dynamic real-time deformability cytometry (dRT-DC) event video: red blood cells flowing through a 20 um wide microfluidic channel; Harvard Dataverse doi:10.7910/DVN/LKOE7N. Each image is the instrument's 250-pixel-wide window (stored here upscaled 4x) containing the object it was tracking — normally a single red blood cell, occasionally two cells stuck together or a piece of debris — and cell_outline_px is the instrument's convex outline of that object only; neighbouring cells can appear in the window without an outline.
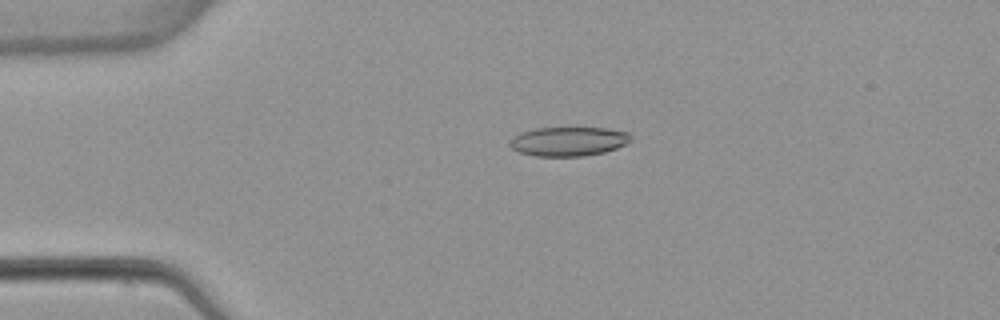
{"species": "common noctule bat (a hibernating species)", "species_latin": "Nyctalus noctula", "temperature_condition": "warm", "stored_images_in_passage": 5, "camera_frame_rate_fps": 3000, "um_per_image_px": 0.085, "animal": {"sex": "female", "body_mass_g": 22.7, "forearm_length_mm": 54.2}, "frame": {"image": 1, "passage_image": 4, "time_ms": 3.667, "image_size_px": [1000, 320], "cell_outline_px": [[632, 140], [616, 148], [604, 152], [584, 156], [536, 156], [520, 152], [512, 148], [508, 144], [520, 132], [536, 128], [608, 128], [628, 132], [632, 136]], "centroid_in_image_um": [48.35, 12.01], "position_along_channel_um": 36.6, "area_um2": 20.46}}